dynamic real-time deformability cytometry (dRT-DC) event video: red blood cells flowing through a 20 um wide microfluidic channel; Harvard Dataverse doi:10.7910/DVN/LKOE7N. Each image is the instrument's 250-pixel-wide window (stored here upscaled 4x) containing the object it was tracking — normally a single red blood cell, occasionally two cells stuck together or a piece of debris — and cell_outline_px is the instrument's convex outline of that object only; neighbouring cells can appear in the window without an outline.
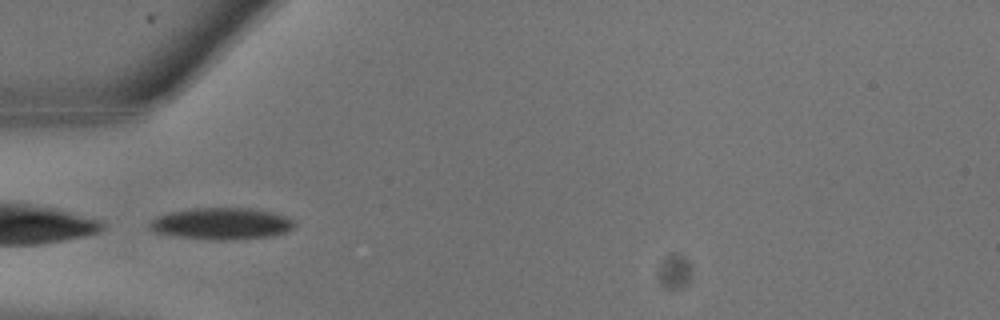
{"species": "common noctule bat (a hibernating species)", "species_latin": "Nyctalus noctula", "temperature_condition": "warm", "stored_images_in_passage": 9, "camera_frame_rate_fps": 3000, "um_per_image_px": 0.085, "animal": {"sex": "male", "body_mass_g": 13.3}, "frame": {"image": 1, "passage_image": 8, "time_ms": 2.333, "image_size_px": [1000, 320], "cell_outline_px": [[296, 224], [292, 228], [284, 232], [272, 236], [228, 240], [212, 240], [168, 236], [152, 232], [148, 228], [148, 224], [156, 216], [168, 212], [188, 208], [248, 208], [272, 212], [288, 216], [296, 220]], "centroid_in_image_um": [18.77, 19.01], "position_along_channel_um": 66.2, "area_um2": 27.34}}